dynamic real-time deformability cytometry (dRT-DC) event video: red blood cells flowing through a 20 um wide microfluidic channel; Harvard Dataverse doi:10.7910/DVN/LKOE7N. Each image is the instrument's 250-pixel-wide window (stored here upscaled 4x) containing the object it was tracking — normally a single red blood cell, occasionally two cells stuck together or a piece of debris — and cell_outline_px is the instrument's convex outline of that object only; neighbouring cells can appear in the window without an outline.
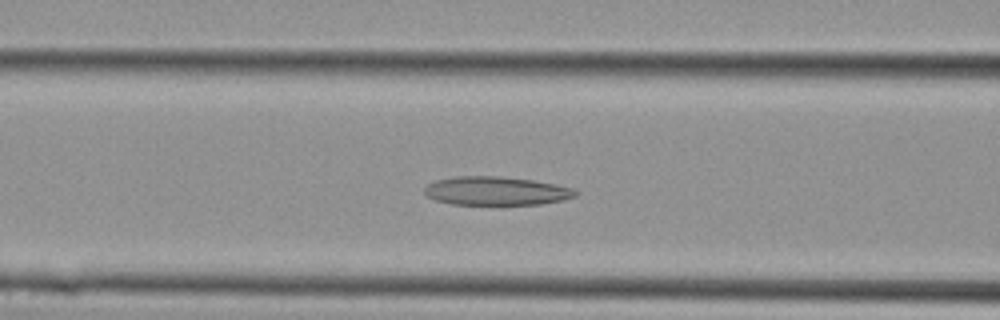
{"species": "Egyptian fruit bat (a non-hibernating species)", "species_latin": "Rousettus aegyptiacus", "temperature_condition": "cold", "stored_images_in_passage": 28, "camera_frame_rate_fps": 3000, "um_per_image_px": 0.085, "animal": {"sex": "female"}, "frame": {"image": 1, "passage_image": 11, "time_ms": 3.333, "image_size_px": [1000, 320], "cell_outline_px": [[576, 196], [564, 200], [540, 204], [452, 204], [436, 200], [424, 196], [424, 188], [428, 184], [436, 180], [456, 176], [500, 176], [532, 180], [556, 184], [572, 188], [576, 192]], "centroid_in_image_um": [42.14, 16.22], "position_along_channel_um": 124.5, "area_um2": 25.14}}
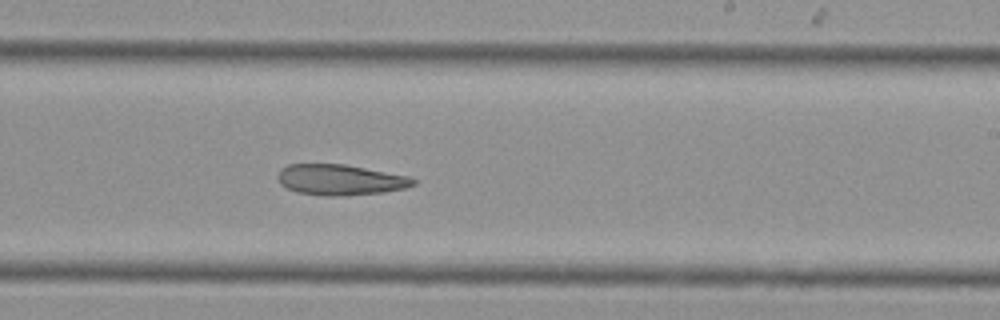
{"frame": {"image": 2, "passage_image": 17, "time_ms": 5.333, "image_size_px": [1000, 320], "cell_outline_px": [[416, 184], [404, 188], [384, 192], [348, 196], [324, 196], [296, 192], [280, 184], [276, 176], [280, 168], [288, 164], [344, 164], [408, 176], [416, 180]], "centroid_in_image_um": [28.88, 15.29], "position_along_channel_um": 260.1, "area_um2": 24.39}}
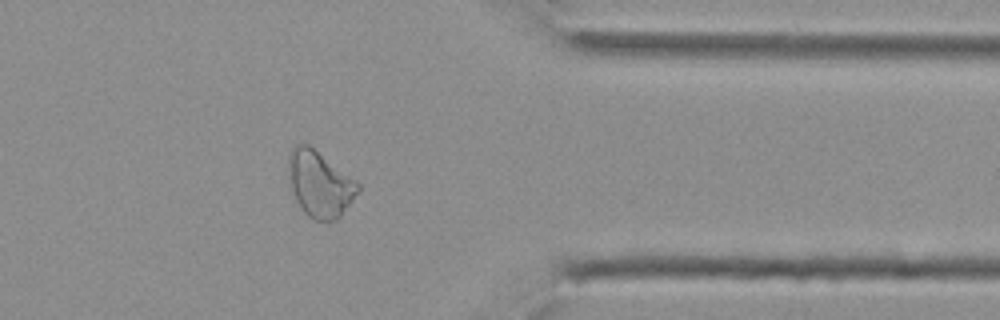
{"frame": {"image": 3, "passage_image": 23, "time_ms": 7.333, "image_size_px": [1000, 320], "cell_outline_px": [[360, 188], [352, 200], [340, 216], [336, 220], [312, 220], [304, 212], [296, 200], [288, 176], [288, 156], [292, 148], [296, 144], [308, 144], [356, 180], [360, 184]], "centroid_in_image_um": [27.16, 15.63], "position_along_channel_um": 384.2, "area_um2": 26.41}}